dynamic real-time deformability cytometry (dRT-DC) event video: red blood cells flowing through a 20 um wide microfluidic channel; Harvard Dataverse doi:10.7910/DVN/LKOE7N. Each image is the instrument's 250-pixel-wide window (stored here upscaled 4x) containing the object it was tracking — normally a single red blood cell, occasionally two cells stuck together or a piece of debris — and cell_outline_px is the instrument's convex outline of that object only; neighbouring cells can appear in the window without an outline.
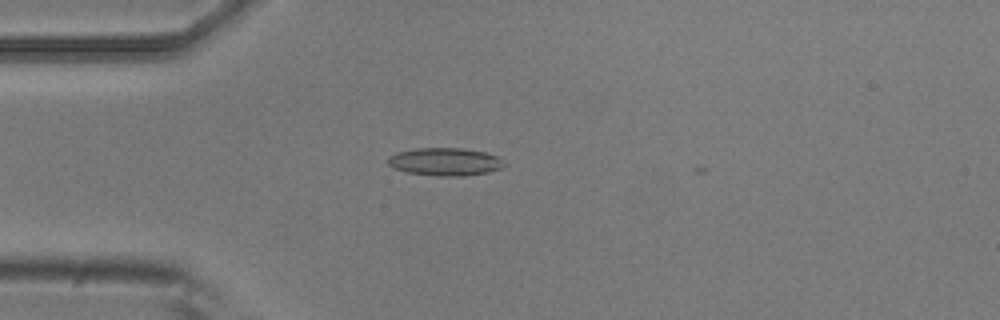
{"species": "common noctule bat (a hibernating species)", "species_latin": "Nyctalus noctula", "temperature_condition": "room temperature", "stored_images_in_passage": 4, "camera_frame_rate_fps": 3000, "um_per_image_px": 0.085, "animal": {"sex": "male", "body_mass_g": 20.5, "forearm_length_mm": 52.5}, "frame": {"image": 1, "passage_image": 3, "time_ms": 0.667, "image_size_px": [1000, 320], "cell_outline_px": [[508, 164], [500, 168], [488, 172], [464, 176], [436, 176], [408, 172], [396, 168], [388, 164], [388, 156], [396, 152], [416, 148], [460, 148], [484, 152], [500, 156]], "centroid_in_image_um": [37.87, 13.74], "position_along_channel_um": 47.1, "area_um2": 18.96}}